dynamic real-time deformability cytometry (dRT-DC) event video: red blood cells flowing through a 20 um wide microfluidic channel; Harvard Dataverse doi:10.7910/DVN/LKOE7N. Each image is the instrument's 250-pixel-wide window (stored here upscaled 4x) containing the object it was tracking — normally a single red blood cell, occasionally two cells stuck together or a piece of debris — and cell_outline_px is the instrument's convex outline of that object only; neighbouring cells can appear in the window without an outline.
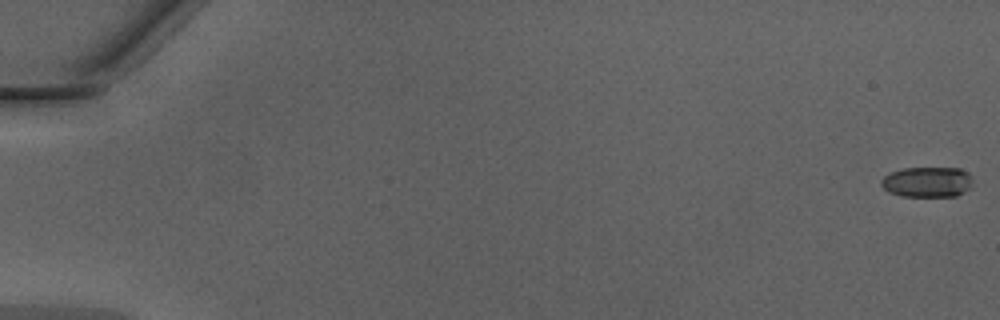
{"species": "Egyptian fruit bat (a non-hibernating species)", "species_latin": "Rousettus aegyptiacus", "temperature_condition": "warm", "stored_images_in_passage": 6, "camera_frame_rate_fps": 3000, "um_per_image_px": 0.085, "animal": {"sex": "male"}, "frame": {"image": 1, "passage_image": 1, "time_ms": 0.0, "image_size_px": [1000, 320], "cell_outline_px": [[972, 188], [956, 196], [900, 196], [888, 192], [880, 184], [880, 180], [888, 172], [900, 168], [960, 168], [968, 172], [972, 176]], "centroid_in_image_um": [78.81, 15.46], "position_along_channel_um": 6.2, "area_um2": 16.59}}